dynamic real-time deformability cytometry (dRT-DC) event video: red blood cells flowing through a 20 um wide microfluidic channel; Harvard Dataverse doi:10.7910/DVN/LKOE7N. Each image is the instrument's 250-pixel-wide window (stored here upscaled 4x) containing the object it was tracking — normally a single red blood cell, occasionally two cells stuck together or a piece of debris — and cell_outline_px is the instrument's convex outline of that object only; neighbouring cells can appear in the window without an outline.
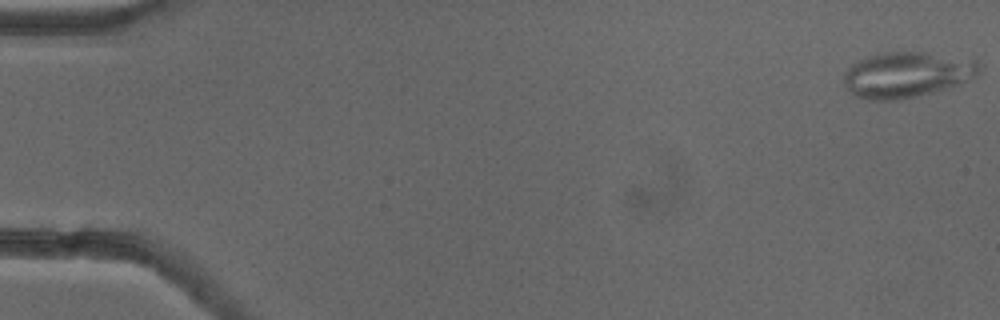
{"species": "common noctule bat (a hibernating species)", "species_latin": "Nyctalus noctula", "temperature_condition": "cold", "stored_images_in_passage": 53, "segment_of_instrument_passage": [1, 2], "camera_frame_rate_fps": 3000, "um_per_image_px": 0.085, "animal": {"sex": "female"}, "frame": {"image": 1, "passage_image": 1, "time_ms": 0.0, "image_size_px": [1000, 320], "cell_outline_px": [[984, 64], [980, 72], [976, 76], [956, 84], [932, 92], [916, 96], [896, 100], [868, 100], [856, 96], [844, 84], [844, 72], [852, 64], [868, 56], [880, 52], [928, 52], [976, 56]], "centroid_in_image_um": [77.2, 6.29], "position_along_channel_um": 7.8, "area_um2": 36.7}}